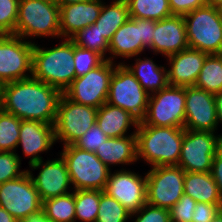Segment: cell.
Returning <instances> with one entry per match:
<instances>
[{"mask_svg": "<svg viewBox=\"0 0 222 222\" xmlns=\"http://www.w3.org/2000/svg\"><path fill=\"white\" fill-rule=\"evenodd\" d=\"M206 4L209 6L221 8L222 7V0H206Z\"/></svg>", "mask_w": 222, "mask_h": 222, "instance_id": "681fc988", "label": "cell"}, {"mask_svg": "<svg viewBox=\"0 0 222 222\" xmlns=\"http://www.w3.org/2000/svg\"><path fill=\"white\" fill-rule=\"evenodd\" d=\"M117 65L105 60L87 74L76 77L63 94L76 103L98 109L107 102L110 79Z\"/></svg>", "mask_w": 222, "mask_h": 222, "instance_id": "8fae6325", "label": "cell"}, {"mask_svg": "<svg viewBox=\"0 0 222 222\" xmlns=\"http://www.w3.org/2000/svg\"><path fill=\"white\" fill-rule=\"evenodd\" d=\"M185 87L170 86L149 97L147 111L138 125L184 128Z\"/></svg>", "mask_w": 222, "mask_h": 222, "instance_id": "52a82bcc", "label": "cell"}, {"mask_svg": "<svg viewBox=\"0 0 222 222\" xmlns=\"http://www.w3.org/2000/svg\"><path fill=\"white\" fill-rule=\"evenodd\" d=\"M134 64L126 65L141 87L149 94L166 88L168 84L167 67L157 65L151 58H136Z\"/></svg>", "mask_w": 222, "mask_h": 222, "instance_id": "d4e9b609", "label": "cell"}, {"mask_svg": "<svg viewBox=\"0 0 222 222\" xmlns=\"http://www.w3.org/2000/svg\"><path fill=\"white\" fill-rule=\"evenodd\" d=\"M149 97L130 70L119 62L110 79L107 103L124 109L140 122L146 114Z\"/></svg>", "mask_w": 222, "mask_h": 222, "instance_id": "9c48e42d", "label": "cell"}, {"mask_svg": "<svg viewBox=\"0 0 222 222\" xmlns=\"http://www.w3.org/2000/svg\"><path fill=\"white\" fill-rule=\"evenodd\" d=\"M70 40L78 47L89 49L101 55L107 60V53L109 51V42L99 32L95 24L89 25L74 34Z\"/></svg>", "mask_w": 222, "mask_h": 222, "instance_id": "1f68e13d", "label": "cell"}, {"mask_svg": "<svg viewBox=\"0 0 222 222\" xmlns=\"http://www.w3.org/2000/svg\"><path fill=\"white\" fill-rule=\"evenodd\" d=\"M142 45L140 33V18H129L117 31L114 33L109 42V55L107 60L114 61L118 58H133L138 57L145 51Z\"/></svg>", "mask_w": 222, "mask_h": 222, "instance_id": "7402d4cb", "label": "cell"}, {"mask_svg": "<svg viewBox=\"0 0 222 222\" xmlns=\"http://www.w3.org/2000/svg\"><path fill=\"white\" fill-rule=\"evenodd\" d=\"M130 18L155 21L172 16L168 0H125Z\"/></svg>", "mask_w": 222, "mask_h": 222, "instance_id": "f1b7e54d", "label": "cell"}, {"mask_svg": "<svg viewBox=\"0 0 222 222\" xmlns=\"http://www.w3.org/2000/svg\"><path fill=\"white\" fill-rule=\"evenodd\" d=\"M186 48H188V40L184 16L172 15L155 21L152 46L149 50L166 58Z\"/></svg>", "mask_w": 222, "mask_h": 222, "instance_id": "ac0fdd59", "label": "cell"}, {"mask_svg": "<svg viewBox=\"0 0 222 222\" xmlns=\"http://www.w3.org/2000/svg\"><path fill=\"white\" fill-rule=\"evenodd\" d=\"M21 121L0 108V151L16 152Z\"/></svg>", "mask_w": 222, "mask_h": 222, "instance_id": "d6a6232c", "label": "cell"}, {"mask_svg": "<svg viewBox=\"0 0 222 222\" xmlns=\"http://www.w3.org/2000/svg\"><path fill=\"white\" fill-rule=\"evenodd\" d=\"M62 147L59 154L66 162L73 190L104 191L111 170L96 154L73 144Z\"/></svg>", "mask_w": 222, "mask_h": 222, "instance_id": "8992f818", "label": "cell"}, {"mask_svg": "<svg viewBox=\"0 0 222 222\" xmlns=\"http://www.w3.org/2000/svg\"><path fill=\"white\" fill-rule=\"evenodd\" d=\"M129 18L128 6L125 0H112L108 5L103 1L99 17L94 24L103 37L110 42L117 29Z\"/></svg>", "mask_w": 222, "mask_h": 222, "instance_id": "4316f807", "label": "cell"}, {"mask_svg": "<svg viewBox=\"0 0 222 222\" xmlns=\"http://www.w3.org/2000/svg\"><path fill=\"white\" fill-rule=\"evenodd\" d=\"M131 213L115 198L100 190V203L96 222H126Z\"/></svg>", "mask_w": 222, "mask_h": 222, "instance_id": "836d02e7", "label": "cell"}, {"mask_svg": "<svg viewBox=\"0 0 222 222\" xmlns=\"http://www.w3.org/2000/svg\"><path fill=\"white\" fill-rule=\"evenodd\" d=\"M93 0H56L59 5H68L73 3L89 2Z\"/></svg>", "mask_w": 222, "mask_h": 222, "instance_id": "c3c4849f", "label": "cell"}, {"mask_svg": "<svg viewBox=\"0 0 222 222\" xmlns=\"http://www.w3.org/2000/svg\"><path fill=\"white\" fill-rule=\"evenodd\" d=\"M221 147L222 134L183 128L178 166L185 172H211L213 158Z\"/></svg>", "mask_w": 222, "mask_h": 222, "instance_id": "30bf717a", "label": "cell"}, {"mask_svg": "<svg viewBox=\"0 0 222 222\" xmlns=\"http://www.w3.org/2000/svg\"><path fill=\"white\" fill-rule=\"evenodd\" d=\"M100 190H75V222H96Z\"/></svg>", "mask_w": 222, "mask_h": 222, "instance_id": "4dcf8cb0", "label": "cell"}, {"mask_svg": "<svg viewBox=\"0 0 222 222\" xmlns=\"http://www.w3.org/2000/svg\"><path fill=\"white\" fill-rule=\"evenodd\" d=\"M154 29L155 20L140 19L141 41L146 49H149L152 46Z\"/></svg>", "mask_w": 222, "mask_h": 222, "instance_id": "7bdbcfd3", "label": "cell"}, {"mask_svg": "<svg viewBox=\"0 0 222 222\" xmlns=\"http://www.w3.org/2000/svg\"><path fill=\"white\" fill-rule=\"evenodd\" d=\"M188 47L222 54L221 8L205 5L184 15Z\"/></svg>", "mask_w": 222, "mask_h": 222, "instance_id": "5b68a950", "label": "cell"}, {"mask_svg": "<svg viewBox=\"0 0 222 222\" xmlns=\"http://www.w3.org/2000/svg\"><path fill=\"white\" fill-rule=\"evenodd\" d=\"M97 112V108L76 103L62 93L53 125L55 141L63 146L74 144L96 123Z\"/></svg>", "mask_w": 222, "mask_h": 222, "instance_id": "ba28073f", "label": "cell"}, {"mask_svg": "<svg viewBox=\"0 0 222 222\" xmlns=\"http://www.w3.org/2000/svg\"><path fill=\"white\" fill-rule=\"evenodd\" d=\"M53 124L33 120H22L17 148L22 147L23 154L30 158L29 165L41 161L40 153L47 152L55 143Z\"/></svg>", "mask_w": 222, "mask_h": 222, "instance_id": "ffe728a7", "label": "cell"}, {"mask_svg": "<svg viewBox=\"0 0 222 222\" xmlns=\"http://www.w3.org/2000/svg\"><path fill=\"white\" fill-rule=\"evenodd\" d=\"M173 15L184 16L191 11L203 7L206 0H168Z\"/></svg>", "mask_w": 222, "mask_h": 222, "instance_id": "b9f144b4", "label": "cell"}, {"mask_svg": "<svg viewBox=\"0 0 222 222\" xmlns=\"http://www.w3.org/2000/svg\"><path fill=\"white\" fill-rule=\"evenodd\" d=\"M95 154L110 170L112 165H134L138 161L136 131L124 137H108Z\"/></svg>", "mask_w": 222, "mask_h": 222, "instance_id": "603a6c76", "label": "cell"}, {"mask_svg": "<svg viewBox=\"0 0 222 222\" xmlns=\"http://www.w3.org/2000/svg\"><path fill=\"white\" fill-rule=\"evenodd\" d=\"M211 174L216 182L219 194L222 197V147L217 151L213 158Z\"/></svg>", "mask_w": 222, "mask_h": 222, "instance_id": "ee69618b", "label": "cell"}, {"mask_svg": "<svg viewBox=\"0 0 222 222\" xmlns=\"http://www.w3.org/2000/svg\"><path fill=\"white\" fill-rule=\"evenodd\" d=\"M195 86L212 94L222 91V54L206 57Z\"/></svg>", "mask_w": 222, "mask_h": 222, "instance_id": "83f0119b", "label": "cell"}, {"mask_svg": "<svg viewBox=\"0 0 222 222\" xmlns=\"http://www.w3.org/2000/svg\"><path fill=\"white\" fill-rule=\"evenodd\" d=\"M107 138L108 136H106L100 127L95 123L85 132L83 136L78 138L73 145L82 150L95 153Z\"/></svg>", "mask_w": 222, "mask_h": 222, "instance_id": "f35d334b", "label": "cell"}, {"mask_svg": "<svg viewBox=\"0 0 222 222\" xmlns=\"http://www.w3.org/2000/svg\"><path fill=\"white\" fill-rule=\"evenodd\" d=\"M135 131L138 162L142 159L151 168L178 165L183 128L138 125Z\"/></svg>", "mask_w": 222, "mask_h": 222, "instance_id": "3957f363", "label": "cell"}, {"mask_svg": "<svg viewBox=\"0 0 222 222\" xmlns=\"http://www.w3.org/2000/svg\"><path fill=\"white\" fill-rule=\"evenodd\" d=\"M136 217V218H135ZM134 222H171L169 209L145 203L137 212L131 213Z\"/></svg>", "mask_w": 222, "mask_h": 222, "instance_id": "74e56055", "label": "cell"}, {"mask_svg": "<svg viewBox=\"0 0 222 222\" xmlns=\"http://www.w3.org/2000/svg\"><path fill=\"white\" fill-rule=\"evenodd\" d=\"M196 203L190 196L183 194L176 204L169 209L171 222H192Z\"/></svg>", "mask_w": 222, "mask_h": 222, "instance_id": "ab89813d", "label": "cell"}, {"mask_svg": "<svg viewBox=\"0 0 222 222\" xmlns=\"http://www.w3.org/2000/svg\"><path fill=\"white\" fill-rule=\"evenodd\" d=\"M208 53L198 49L186 48L179 53L167 57L168 84L170 86H195L198 75Z\"/></svg>", "mask_w": 222, "mask_h": 222, "instance_id": "d6986e66", "label": "cell"}, {"mask_svg": "<svg viewBox=\"0 0 222 222\" xmlns=\"http://www.w3.org/2000/svg\"><path fill=\"white\" fill-rule=\"evenodd\" d=\"M73 61L76 77H79L101 65L105 59L94 51L78 47L74 44Z\"/></svg>", "mask_w": 222, "mask_h": 222, "instance_id": "e575fe53", "label": "cell"}, {"mask_svg": "<svg viewBox=\"0 0 222 222\" xmlns=\"http://www.w3.org/2000/svg\"><path fill=\"white\" fill-rule=\"evenodd\" d=\"M184 194L196 202L222 204V197L211 172H185Z\"/></svg>", "mask_w": 222, "mask_h": 222, "instance_id": "484cf974", "label": "cell"}, {"mask_svg": "<svg viewBox=\"0 0 222 222\" xmlns=\"http://www.w3.org/2000/svg\"><path fill=\"white\" fill-rule=\"evenodd\" d=\"M102 6L103 0L59 5L61 39H70L79 30L94 24Z\"/></svg>", "mask_w": 222, "mask_h": 222, "instance_id": "44dd1931", "label": "cell"}, {"mask_svg": "<svg viewBox=\"0 0 222 222\" xmlns=\"http://www.w3.org/2000/svg\"><path fill=\"white\" fill-rule=\"evenodd\" d=\"M104 192L115 198L130 213L147 203V177L124 168L110 172Z\"/></svg>", "mask_w": 222, "mask_h": 222, "instance_id": "9a60e30c", "label": "cell"}, {"mask_svg": "<svg viewBox=\"0 0 222 222\" xmlns=\"http://www.w3.org/2000/svg\"><path fill=\"white\" fill-rule=\"evenodd\" d=\"M18 222H51V221L45 215L43 208H41L39 211L31 213L27 218L21 219Z\"/></svg>", "mask_w": 222, "mask_h": 222, "instance_id": "f6af8a7d", "label": "cell"}, {"mask_svg": "<svg viewBox=\"0 0 222 222\" xmlns=\"http://www.w3.org/2000/svg\"><path fill=\"white\" fill-rule=\"evenodd\" d=\"M15 35L27 41L35 37L61 38L60 11L56 0L19 1Z\"/></svg>", "mask_w": 222, "mask_h": 222, "instance_id": "277c9868", "label": "cell"}, {"mask_svg": "<svg viewBox=\"0 0 222 222\" xmlns=\"http://www.w3.org/2000/svg\"><path fill=\"white\" fill-rule=\"evenodd\" d=\"M62 93L29 77L0 86V108L21 120L53 124Z\"/></svg>", "mask_w": 222, "mask_h": 222, "instance_id": "6da1fadb", "label": "cell"}, {"mask_svg": "<svg viewBox=\"0 0 222 222\" xmlns=\"http://www.w3.org/2000/svg\"><path fill=\"white\" fill-rule=\"evenodd\" d=\"M19 0H0V35H15Z\"/></svg>", "mask_w": 222, "mask_h": 222, "instance_id": "8d00e7d4", "label": "cell"}, {"mask_svg": "<svg viewBox=\"0 0 222 222\" xmlns=\"http://www.w3.org/2000/svg\"><path fill=\"white\" fill-rule=\"evenodd\" d=\"M21 157L16 152L0 151V184L22 176L27 170H20Z\"/></svg>", "mask_w": 222, "mask_h": 222, "instance_id": "d590c367", "label": "cell"}, {"mask_svg": "<svg viewBox=\"0 0 222 222\" xmlns=\"http://www.w3.org/2000/svg\"><path fill=\"white\" fill-rule=\"evenodd\" d=\"M42 204L28 171L17 179L0 184V207L18 221L39 211Z\"/></svg>", "mask_w": 222, "mask_h": 222, "instance_id": "5bb4252c", "label": "cell"}, {"mask_svg": "<svg viewBox=\"0 0 222 222\" xmlns=\"http://www.w3.org/2000/svg\"><path fill=\"white\" fill-rule=\"evenodd\" d=\"M210 222H222V210Z\"/></svg>", "mask_w": 222, "mask_h": 222, "instance_id": "f907efd6", "label": "cell"}, {"mask_svg": "<svg viewBox=\"0 0 222 222\" xmlns=\"http://www.w3.org/2000/svg\"><path fill=\"white\" fill-rule=\"evenodd\" d=\"M42 208L51 222H75V190L43 201Z\"/></svg>", "mask_w": 222, "mask_h": 222, "instance_id": "f546056e", "label": "cell"}, {"mask_svg": "<svg viewBox=\"0 0 222 222\" xmlns=\"http://www.w3.org/2000/svg\"><path fill=\"white\" fill-rule=\"evenodd\" d=\"M33 48L32 41L16 35H0V86L32 77Z\"/></svg>", "mask_w": 222, "mask_h": 222, "instance_id": "7c38bea8", "label": "cell"}, {"mask_svg": "<svg viewBox=\"0 0 222 222\" xmlns=\"http://www.w3.org/2000/svg\"><path fill=\"white\" fill-rule=\"evenodd\" d=\"M214 97H215L216 109H217V122H218V126H220L219 123L222 124V91L214 94Z\"/></svg>", "mask_w": 222, "mask_h": 222, "instance_id": "bcb514c9", "label": "cell"}, {"mask_svg": "<svg viewBox=\"0 0 222 222\" xmlns=\"http://www.w3.org/2000/svg\"><path fill=\"white\" fill-rule=\"evenodd\" d=\"M0 222H18L7 210L0 207Z\"/></svg>", "mask_w": 222, "mask_h": 222, "instance_id": "7dc6e473", "label": "cell"}, {"mask_svg": "<svg viewBox=\"0 0 222 222\" xmlns=\"http://www.w3.org/2000/svg\"><path fill=\"white\" fill-rule=\"evenodd\" d=\"M74 43L61 39L55 47H40L34 41L32 52V77L63 93L76 78L74 68Z\"/></svg>", "mask_w": 222, "mask_h": 222, "instance_id": "7a4b0ae2", "label": "cell"}, {"mask_svg": "<svg viewBox=\"0 0 222 222\" xmlns=\"http://www.w3.org/2000/svg\"><path fill=\"white\" fill-rule=\"evenodd\" d=\"M184 129L215 132L218 129L214 94L196 86L185 87Z\"/></svg>", "mask_w": 222, "mask_h": 222, "instance_id": "e0dca14e", "label": "cell"}, {"mask_svg": "<svg viewBox=\"0 0 222 222\" xmlns=\"http://www.w3.org/2000/svg\"><path fill=\"white\" fill-rule=\"evenodd\" d=\"M138 123L129 112L107 102L98 108L96 124L108 137L127 136V131L133 127L136 130Z\"/></svg>", "mask_w": 222, "mask_h": 222, "instance_id": "cb8c5ba5", "label": "cell"}, {"mask_svg": "<svg viewBox=\"0 0 222 222\" xmlns=\"http://www.w3.org/2000/svg\"><path fill=\"white\" fill-rule=\"evenodd\" d=\"M221 210L222 204L197 202L192 214V222H210Z\"/></svg>", "mask_w": 222, "mask_h": 222, "instance_id": "60d3db41", "label": "cell"}, {"mask_svg": "<svg viewBox=\"0 0 222 222\" xmlns=\"http://www.w3.org/2000/svg\"><path fill=\"white\" fill-rule=\"evenodd\" d=\"M32 171L39 170L37 177L33 172L27 169L39 196L43 201L60 195L68 194V190L73 187L71 185L68 169L65 160L59 155V158L35 162L29 165Z\"/></svg>", "mask_w": 222, "mask_h": 222, "instance_id": "2e32d148", "label": "cell"}, {"mask_svg": "<svg viewBox=\"0 0 222 222\" xmlns=\"http://www.w3.org/2000/svg\"><path fill=\"white\" fill-rule=\"evenodd\" d=\"M185 171L178 165L152 167L146 172L147 203L170 209L184 194Z\"/></svg>", "mask_w": 222, "mask_h": 222, "instance_id": "4fadbf2b", "label": "cell"}]
</instances>
